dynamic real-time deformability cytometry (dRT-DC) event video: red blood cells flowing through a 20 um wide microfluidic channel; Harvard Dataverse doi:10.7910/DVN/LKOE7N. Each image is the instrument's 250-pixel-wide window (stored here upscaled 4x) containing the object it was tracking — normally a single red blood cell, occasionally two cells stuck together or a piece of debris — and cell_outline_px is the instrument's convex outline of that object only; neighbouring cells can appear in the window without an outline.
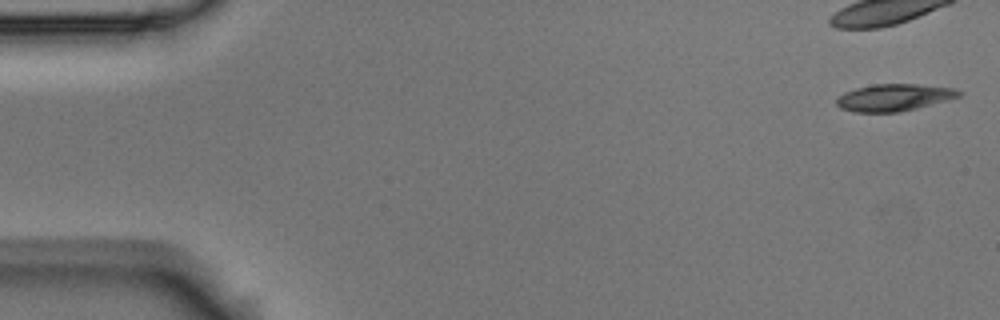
{"species": "Egyptian fruit bat (a non-hibernating species)", "species_latin": "Rousettus aegyptiacus", "temperature_condition": "room temperature", "stored_images_in_passage": 6, "camera_frame_rate_fps": 3000, "um_per_image_px": 0.085, "animal": {"sex": "male"}, "frame": {"image": 1, "passage_image": 1, "time_ms": 0.0, "image_size_px": [1000, 320], "cell_outline_px": [[964, 92], [960, 96], [916, 108], [900, 112], [856, 112], [840, 108], [836, 104], [836, 100], [844, 92], [856, 88], [872, 84], [916, 84], [956, 88]], "centroid_in_image_um": [75.99, 8.28], "position_along_channel_um": 9.0, "area_um2": 19.19}}